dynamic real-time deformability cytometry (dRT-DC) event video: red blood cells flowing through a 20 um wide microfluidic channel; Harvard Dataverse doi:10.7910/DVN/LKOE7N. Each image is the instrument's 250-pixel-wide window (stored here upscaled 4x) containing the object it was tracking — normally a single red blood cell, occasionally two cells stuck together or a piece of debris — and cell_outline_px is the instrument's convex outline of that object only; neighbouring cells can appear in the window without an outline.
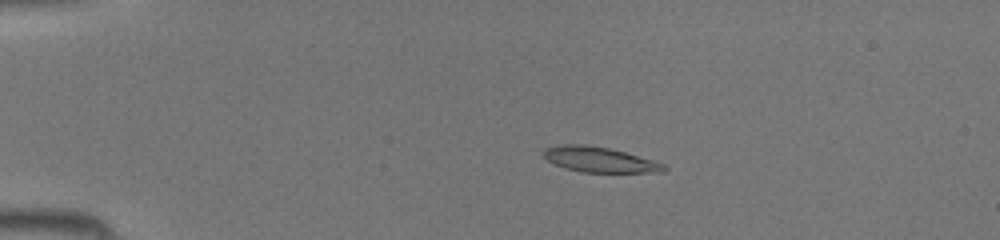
{"species": "common noctule bat (a hibernating species)", "species_latin": "Nyctalus noctula", "temperature_condition": "room temperature", "stored_images_in_passage": 36, "camera_frame_rate_fps": 3000, "um_per_image_px": 0.085, "animal": {"sex": "female", "body_mass_g": 19.5, "forearm_length_mm": 54.1}, "frame": {"image": 1, "passage_image": 1, "time_ms": 0.0, "image_size_px": [1000, 240], "cell_outline_px": [[668, 168], [664, 172], [580, 172], [564, 168], [552, 164], [544, 156], [544, 148], [556, 144], [588, 144], [612, 148], [652, 160], [664, 164]], "centroid_in_image_um": [50.92, 13.55], "position_along_channel_um": 34.1, "area_um2": 17.98}}
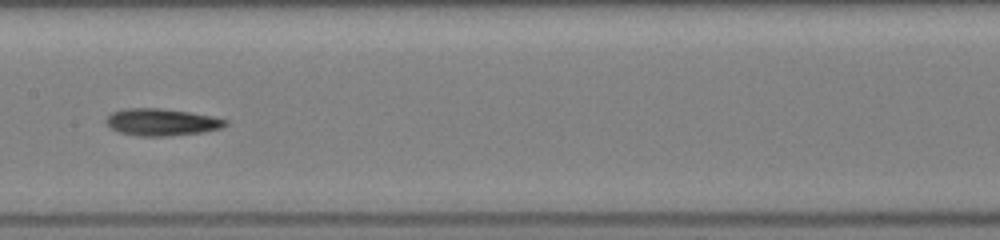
{"frame": {"image": 2, "passage_image": 15, "time_ms": 4.667, "image_size_px": [1000, 240], "cell_outline_px": [[228, 124], [220, 128], [204, 132], [168, 136], [140, 136], [120, 132], [112, 128], [104, 120], [112, 112], [124, 108], [160, 108], [188, 112], [212, 116], [228, 120]], "centroid_in_image_um": [13.75, 10.38], "position_along_channel_um": 193.7, "area_um2": 18.73}}
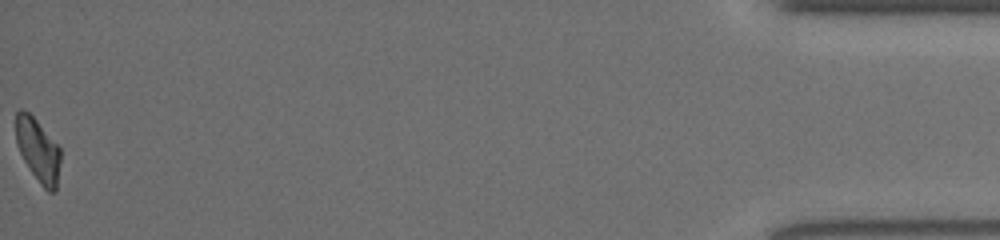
{"frame": {"image": 3, "passage_image": 36, "time_ms": 11.667, "image_size_px": [1000, 240], "cell_outline_px": [[60, 160], [56, 192], [48, 192], [40, 184], [24, 160], [16, 144], [16, 112], [20, 108], [28, 112], [36, 120], [60, 148]], "centroid_in_image_um": [3.23, 12.77], "position_along_channel_um": 432.0, "area_um2": 16.24}}